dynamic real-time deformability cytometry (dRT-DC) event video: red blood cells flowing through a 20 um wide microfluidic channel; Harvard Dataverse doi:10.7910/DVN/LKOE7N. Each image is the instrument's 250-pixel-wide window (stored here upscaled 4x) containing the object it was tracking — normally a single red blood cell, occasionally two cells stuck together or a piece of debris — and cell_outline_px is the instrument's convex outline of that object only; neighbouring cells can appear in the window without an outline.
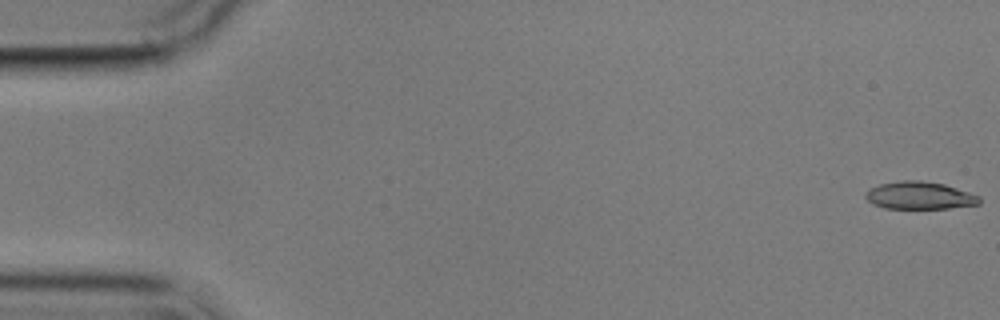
{"species": "common noctule bat (a hibernating species)", "species_latin": "Nyctalus noctula", "temperature_condition": "cold", "stored_images_in_passage": 5, "segment_of_instrument_passage": [1, 2], "camera_frame_rate_fps": 3000, "um_per_image_px": 0.085, "animal": {"sex": "male", "body_mass_g": 17.9}, "frame": {"image": 1, "passage_image": 1, "time_ms": 0.0, "image_size_px": [1000, 320], "cell_outline_px": [[980, 204], [948, 208], [884, 208], [872, 204], [864, 196], [864, 192], [868, 188], [880, 184], [900, 180], [920, 180], [944, 184], [980, 196]], "centroid_in_image_um": [78.11, 16.61], "position_along_channel_um": 6.9, "area_um2": 18.32}}
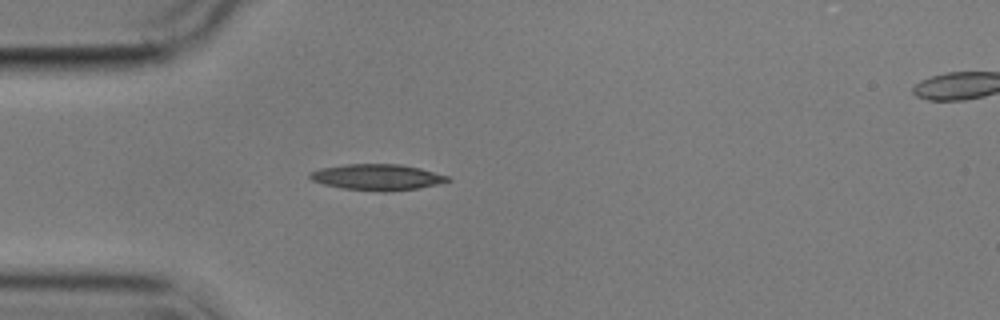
{"frame": {"image": 2, "passage_image": 4, "time_ms": 5.0, "image_size_px": [1000, 320], "cell_outline_px": [[452, 180], [420, 188], [384, 192], [344, 188], [324, 184], [312, 180], [308, 176], [308, 172], [320, 168], [344, 164], [400, 164], [420, 168], [448, 176]], "centroid_in_image_um": [32.04, 15.05], "position_along_channel_um": 53.0, "area_um2": 20.87}}